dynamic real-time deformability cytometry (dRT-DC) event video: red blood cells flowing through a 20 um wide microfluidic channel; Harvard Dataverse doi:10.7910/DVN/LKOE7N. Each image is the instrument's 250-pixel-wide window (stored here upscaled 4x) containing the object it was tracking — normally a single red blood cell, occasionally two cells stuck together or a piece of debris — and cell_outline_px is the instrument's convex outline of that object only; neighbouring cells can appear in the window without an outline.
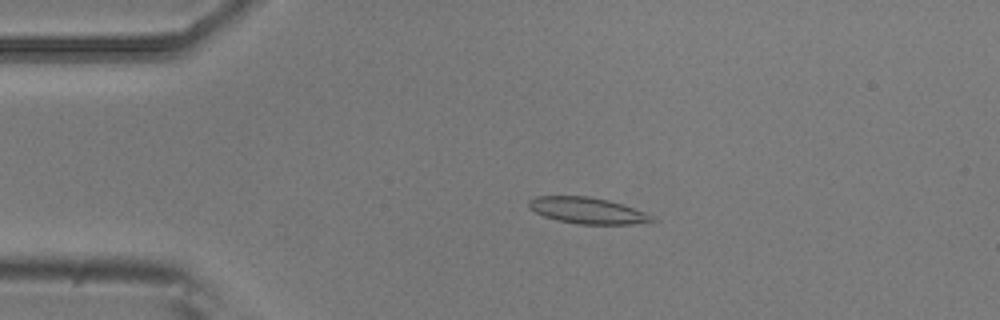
{"species": "common noctule bat (a hibernating species)", "species_latin": "Nyctalus noctula", "temperature_condition": "room temperature", "stored_images_in_passage": 5, "camera_frame_rate_fps": 3000, "um_per_image_px": 0.085, "animal": {"sex": "male", "body_mass_g": 20.5, "forearm_length_mm": 52.5}, "frame": {"image": 1, "passage_image": 3, "time_ms": 0.667, "image_size_px": [1000, 320], "cell_outline_px": [[656, 220], [632, 224], [576, 224], [556, 220], [544, 216], [528, 208], [528, 200], [536, 196], [588, 196], [608, 200], [644, 212], [652, 216]], "centroid_in_image_um": [49.86, 17.89], "position_along_channel_um": 35.1, "area_um2": 18.67}}
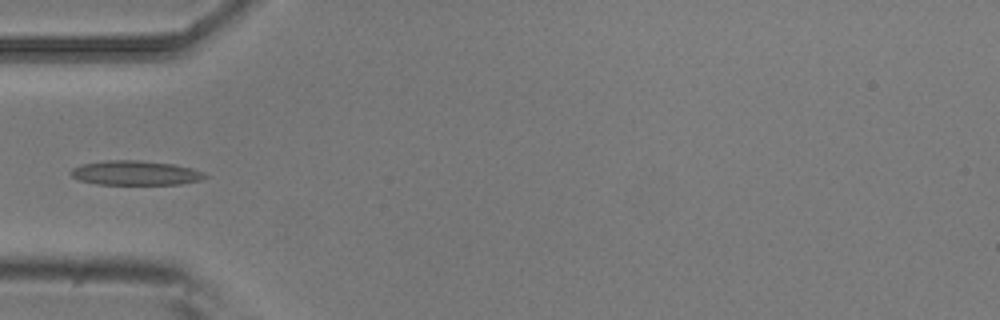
{"frame": {"image": 2, "passage_image": 5, "time_ms": 1.333, "image_size_px": [1000, 320], "cell_outline_px": [[208, 176], [200, 180], [180, 184], [96, 184], [80, 180], [72, 176], [68, 172], [72, 168], [84, 164], [108, 160], [140, 160], [176, 164], [192, 168], [204, 172]], "centroid_in_image_um": [11.53, 14.69], "position_along_channel_um": 73.5, "area_um2": 19.13}}